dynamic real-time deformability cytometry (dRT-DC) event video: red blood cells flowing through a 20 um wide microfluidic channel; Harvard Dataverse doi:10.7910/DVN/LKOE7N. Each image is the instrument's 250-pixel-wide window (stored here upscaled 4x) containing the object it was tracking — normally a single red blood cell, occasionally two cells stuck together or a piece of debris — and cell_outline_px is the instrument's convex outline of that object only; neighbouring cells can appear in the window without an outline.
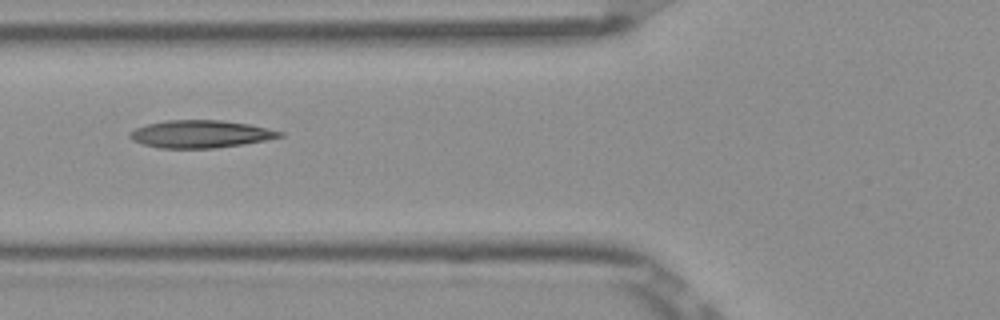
{"species": "Egyptian fruit bat (a non-hibernating species)", "species_latin": "Rousettus aegyptiacus", "temperature_condition": "room temperature", "stored_images_in_passage": 9, "camera_frame_rate_fps": 3000, "um_per_image_px": 0.085, "frame": {"image": 1, "passage_image": 7, "time_ms": 2.0, "image_size_px": [1000, 320], "cell_outline_px": [[284, 136], [264, 140], [216, 148], [160, 148], [144, 144], [132, 140], [128, 136], [128, 132], [136, 128], [148, 124], [164, 120], [220, 120], [248, 124], [284, 132]], "centroid_in_image_um": [17.0, 11.39], "position_along_channel_um": 108.8, "area_um2": 23.87}}
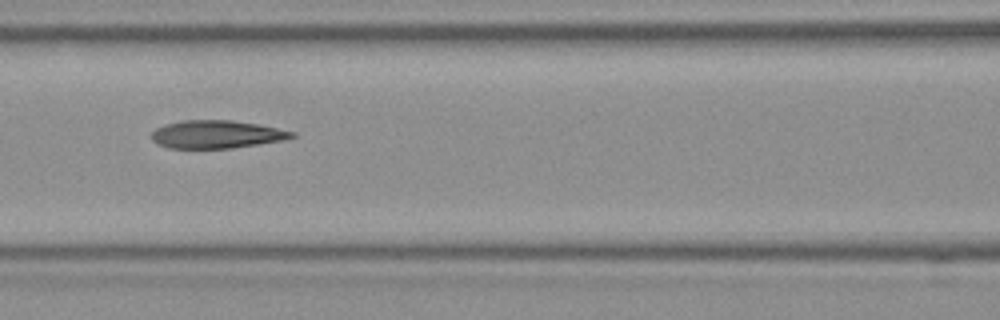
{"frame": {"image": 2, "passage_image": 8, "time_ms": 2.333, "image_size_px": [1000, 320], "cell_outline_px": [[296, 136], [284, 140], [232, 148], [168, 148], [156, 144], [152, 140], [152, 132], [156, 128], [164, 124], [184, 120], [232, 120], [256, 124], [296, 132]], "centroid_in_image_um": [18.38, 11.42], "position_along_channel_um": 148.2, "area_um2": 22.83}}
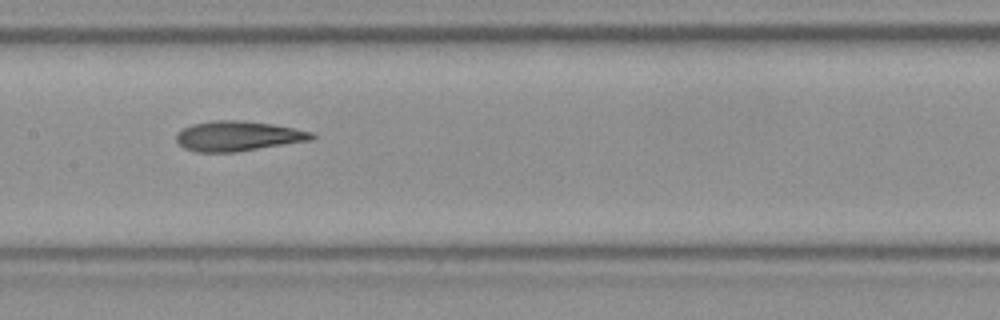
{"frame": {"image": 3, "passage_image": 9, "time_ms": 2.667, "image_size_px": [1000, 320], "cell_outline_px": [[316, 136], [312, 140], [236, 152], [196, 152], [184, 148], [176, 140], [176, 132], [192, 124], [212, 120], [244, 120], [272, 124], [312, 132]], "centroid_in_image_um": [20.2, 11.56], "position_along_channel_um": 187.2, "area_um2": 23.7}}